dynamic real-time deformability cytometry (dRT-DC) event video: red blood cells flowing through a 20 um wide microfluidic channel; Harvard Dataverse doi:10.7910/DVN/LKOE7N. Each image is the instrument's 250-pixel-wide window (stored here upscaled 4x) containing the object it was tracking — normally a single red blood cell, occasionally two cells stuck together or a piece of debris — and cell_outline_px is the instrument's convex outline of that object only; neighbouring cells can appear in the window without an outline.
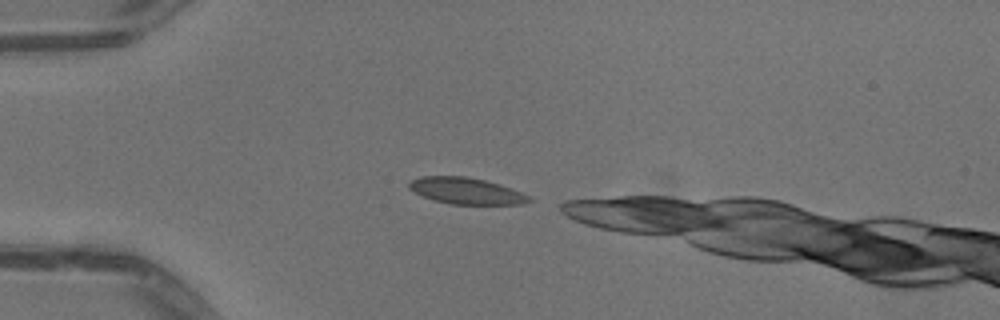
{"species": "common noctule bat (a hibernating species)", "species_latin": "Nyctalus noctula", "temperature_condition": "warm", "stored_images_in_passage": 13, "camera_frame_rate_fps": 3000, "um_per_image_px": 0.085, "animal": {"sex": "male", "body_mass_g": 13.3}, "frame": {"image": 1, "passage_image": 1, "time_ms": 0.0, "image_size_px": [1000, 320], "cell_outline_px": [[532, 200], [524, 204], [452, 204], [436, 200], [424, 196], [408, 188], [408, 184], [412, 180], [420, 176], [468, 176], [500, 184], [520, 192], [528, 196]], "centroid_in_image_um": [39.62, 16.21], "position_along_channel_um": 45.4, "area_um2": 18.21}}
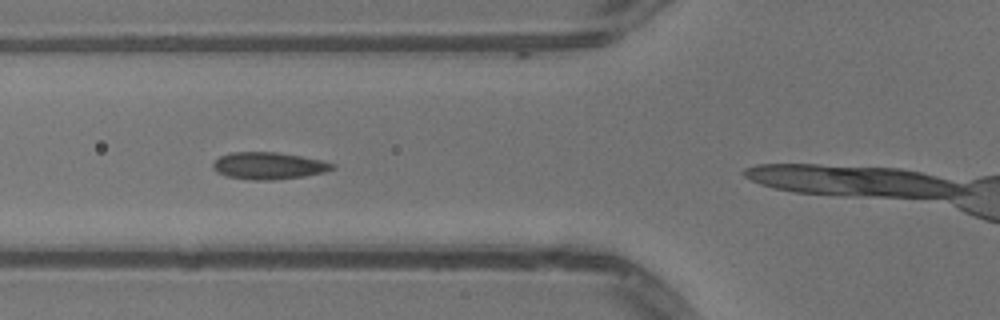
{"frame": {"image": 2, "passage_image": 7, "time_ms": 2.0, "image_size_px": [1000, 320], "cell_outline_px": [[336, 168], [324, 172], [304, 176], [272, 180], [248, 180], [228, 176], [216, 172], [212, 168], [212, 164], [220, 156], [232, 152], [276, 152], [300, 156], [320, 160], [336, 164]], "centroid_in_image_um": [22.82, 14.09], "position_along_channel_um": 103.0, "area_um2": 18.79}}
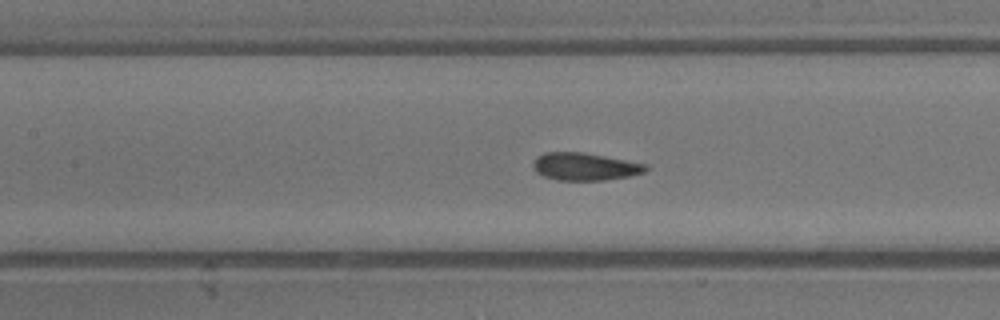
{"frame": {"image": 3, "passage_image": 11, "time_ms": 3.333, "image_size_px": [1000, 320], "cell_outline_px": [[648, 168], [644, 172], [628, 176], [604, 180], [560, 180], [544, 176], [536, 172], [532, 168], [532, 164], [536, 156], [544, 152], [584, 152], [648, 164]], "centroid_in_image_um": [49.69, 14.15], "position_along_channel_um": 157.7, "area_um2": 18.15}}